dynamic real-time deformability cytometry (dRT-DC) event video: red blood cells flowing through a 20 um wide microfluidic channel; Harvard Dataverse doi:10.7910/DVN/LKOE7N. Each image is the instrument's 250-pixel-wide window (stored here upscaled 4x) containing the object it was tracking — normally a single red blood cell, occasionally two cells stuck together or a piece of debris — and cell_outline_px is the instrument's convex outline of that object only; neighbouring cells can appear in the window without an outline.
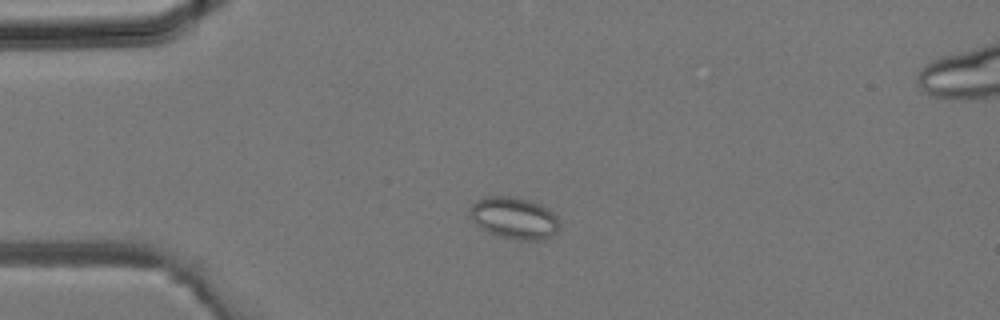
{"species": "common noctule bat (a hibernating species)", "species_latin": "Nyctalus noctula", "temperature_condition": "room temperature", "stored_images_in_passage": 36, "segment_of_instrument_passage": [1, 2], "camera_frame_rate_fps": 3000, "um_per_image_px": 0.085, "animal": {"sex": "male", "body_mass_g": 19.2, "forearm_length_mm": 51.8}, "frame": {"image": 1, "passage_image": 7, "time_ms": 2.0, "image_size_px": [1000, 320], "cell_outline_px": [[560, 224], [556, 232], [552, 236], [540, 240], [520, 240], [500, 236], [488, 232], [480, 228], [468, 216], [468, 208], [476, 200], [488, 196], [512, 196], [532, 200], [548, 208], [556, 216]], "centroid_in_image_um": [43.68, 18.51], "position_along_channel_um": 41.3, "area_um2": 22.14}}
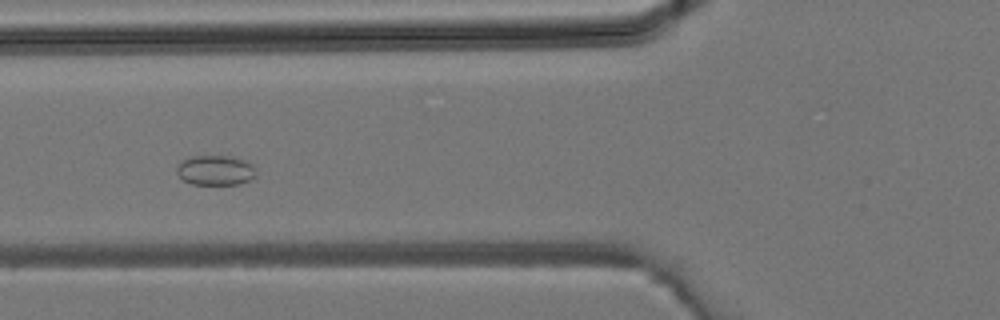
{"frame": {"image": 2, "passage_image": 12, "time_ms": 3.667, "image_size_px": [1000, 320], "cell_outline_px": [[256, 176], [240, 184], [192, 184], [184, 180], [176, 172], [176, 168], [184, 160], [192, 156], [232, 156], [244, 160], [252, 164], [256, 168]], "centroid_in_image_um": [18.35, 14.47], "position_along_channel_um": 107.5, "area_um2": 13.76}}
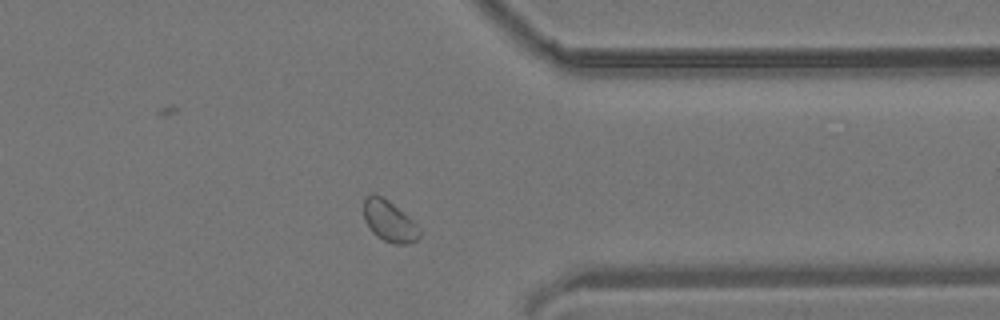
{"frame": {"image": 3, "passage_image": 27, "time_ms": 8.667, "image_size_px": [1000, 320], "cell_outline_px": [[420, 236], [416, 240], [408, 244], [396, 244], [384, 240], [376, 236], [372, 232], [364, 220], [364, 200], [368, 196], [380, 196], [388, 200], [412, 220], [420, 228]], "centroid_in_image_um": [33.1, 18.83], "position_along_channel_um": 378.3, "area_um2": 13.06}}